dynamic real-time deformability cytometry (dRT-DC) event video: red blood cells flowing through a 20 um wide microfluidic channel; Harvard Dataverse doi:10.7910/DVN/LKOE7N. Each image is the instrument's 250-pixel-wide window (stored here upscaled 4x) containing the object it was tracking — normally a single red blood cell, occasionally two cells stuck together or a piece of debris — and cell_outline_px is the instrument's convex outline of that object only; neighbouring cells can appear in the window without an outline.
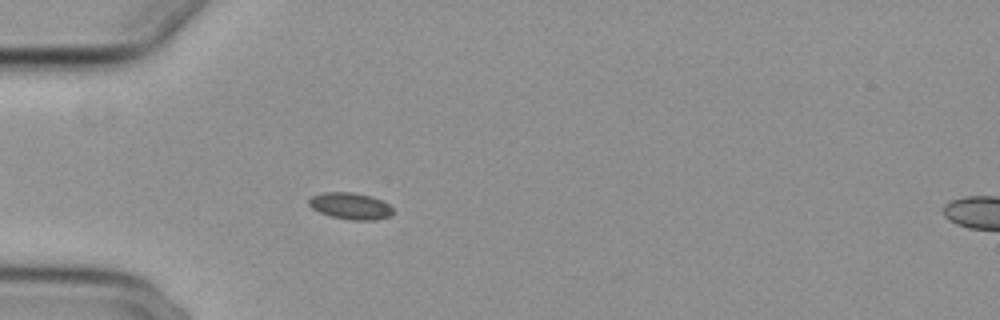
{"species": "common noctule bat (a hibernating species)", "species_latin": "Nyctalus noctula", "temperature_condition": "cold", "stored_images_in_passage": 42, "camera_frame_rate_fps": 3000, "um_per_image_px": 0.085, "animal": {"sex": "female", "body_mass_g": 29.2, "forearm_length_mm": 56.3}, "frame": {"image": 1, "passage_image": 3, "time_ms": 0.667, "image_size_px": [1000, 320], "cell_outline_px": [[392, 212], [388, 216], [376, 220], [352, 220], [332, 216], [320, 212], [312, 208], [308, 204], [308, 200], [312, 196], [324, 192], [352, 192], [372, 196], [384, 200], [392, 208]], "centroid_in_image_um": [29.79, 17.49], "position_along_channel_um": 55.2, "area_um2": 13.01}}
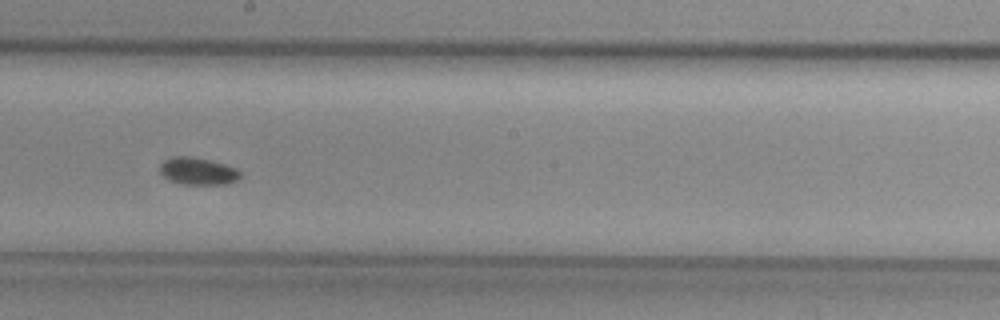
{"frame": {"image": 2, "passage_image": 18, "time_ms": 5.667, "image_size_px": [1000, 320], "cell_outline_px": [[240, 180], [224, 184], [180, 184], [168, 180], [160, 172], [160, 164], [164, 160], [172, 156], [188, 156], [208, 160], [224, 164], [236, 168], [240, 172]], "centroid_in_image_um": [16.8, 14.55], "position_along_channel_um": 231.4, "area_um2": 12.77}}
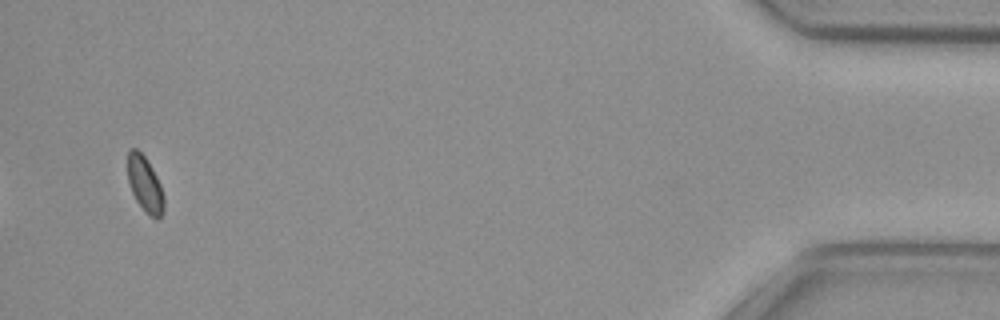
{"frame": {"image": 3, "passage_image": 40, "time_ms": 13.0, "image_size_px": [1000, 320], "cell_outline_px": [[164, 208], [160, 220], [156, 220], [136, 200], [132, 192], [128, 180], [128, 152], [132, 148], [136, 148], [144, 156], [152, 168], [160, 184], [164, 196]], "centroid_in_image_um": [12.33, 15.66], "position_along_channel_um": 422.9, "area_um2": 11.5}}